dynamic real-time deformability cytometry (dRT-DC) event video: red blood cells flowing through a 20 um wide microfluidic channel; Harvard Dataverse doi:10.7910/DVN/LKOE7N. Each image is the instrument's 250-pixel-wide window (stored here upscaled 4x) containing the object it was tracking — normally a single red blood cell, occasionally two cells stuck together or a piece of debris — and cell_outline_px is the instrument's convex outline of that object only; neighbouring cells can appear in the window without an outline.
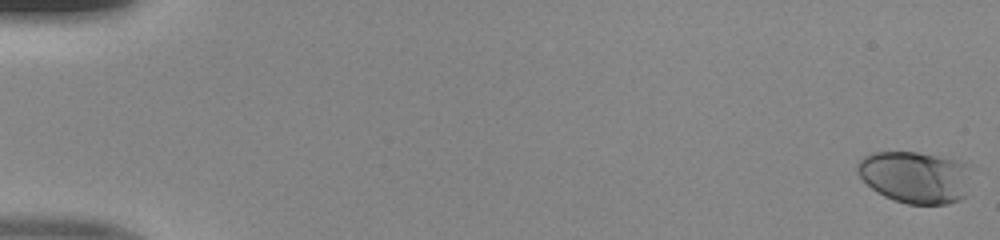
{"species": "human", "species_latin": "Homo sapiens", "temperature_condition": "room temperature", "stored_images_in_passage": 51, "camera_frame_rate_fps": 3000, "um_per_image_px": 0.085, "donor": {"sex": "male"}, "frame": {"image": 1, "passage_image": 1, "time_ms": 0.0, "image_size_px": [1000, 240], "cell_outline_px": [[968, 164], [964, 196], [960, 200], [948, 204], [908, 204], [884, 196], [872, 188], [856, 172], [856, 164], [864, 156], [876, 152], [916, 152], [936, 156]], "centroid_in_image_um": [77.72, 15.06], "position_along_channel_um": 7.3, "area_um2": 33.76}}
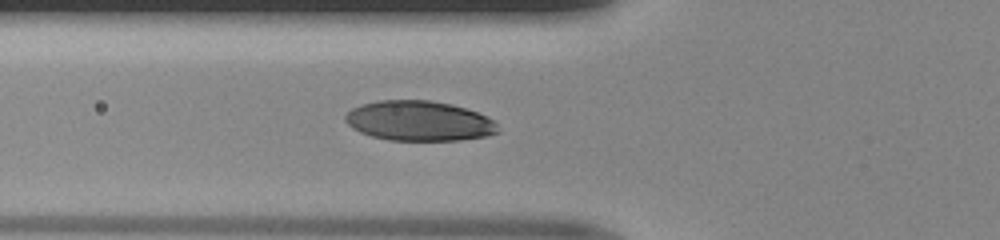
{"frame": {"image": 2, "passage_image": 20, "time_ms": 6.333, "image_size_px": [1000, 240], "cell_outline_px": [[500, 132], [488, 136], [460, 140], [388, 140], [372, 136], [360, 132], [352, 128], [344, 120], [344, 116], [352, 108], [360, 104], [376, 100], [432, 100], [452, 104], [476, 112], [492, 120], [496, 124]], "centroid_in_image_um": [35.59, 10.27], "position_along_channel_um": 90.2, "area_um2": 35.66}}
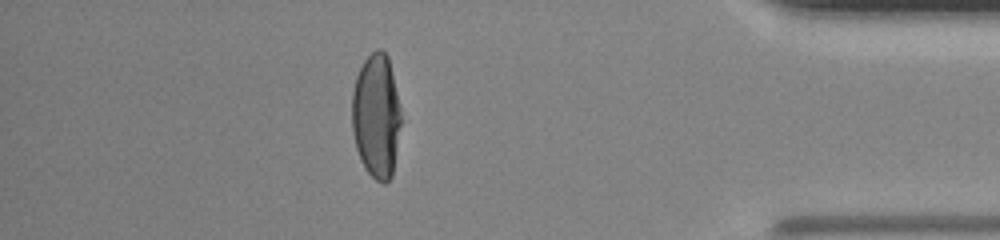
{"frame": {"image": 3, "passage_image": 45, "time_ms": 14.667, "image_size_px": [1000, 240], "cell_outline_px": [[400, 124], [392, 176], [384, 184], [376, 180], [364, 168], [360, 160], [356, 148], [352, 132], [352, 92], [356, 76], [364, 60], [376, 48], [380, 48], [388, 56], [400, 108]], "centroid_in_image_um": [31.96, 9.86], "position_along_channel_um": 403.2, "area_um2": 35.37}}